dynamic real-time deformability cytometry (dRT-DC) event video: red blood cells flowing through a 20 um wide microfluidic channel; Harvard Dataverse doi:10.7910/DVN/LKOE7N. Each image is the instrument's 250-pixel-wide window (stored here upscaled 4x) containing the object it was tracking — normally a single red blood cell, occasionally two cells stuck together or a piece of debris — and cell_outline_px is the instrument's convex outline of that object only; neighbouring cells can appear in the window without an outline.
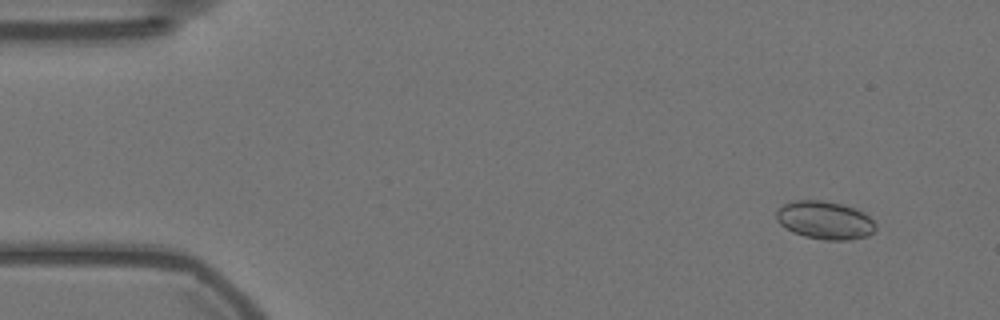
{"species": "Egyptian fruit bat (a non-hibernating species)", "species_latin": "Rousettus aegyptiacus", "temperature_condition": "warm", "stored_images_in_passage": 57, "camera_frame_rate_fps": 3000, "um_per_image_px": 0.085, "animal": {"sex": "female"}, "frame": {"image": 1, "passage_image": 5, "time_ms": 1.333, "image_size_px": [1000, 320], "cell_outline_px": [[876, 228], [868, 236], [848, 240], [824, 240], [804, 236], [792, 232], [780, 224], [776, 220], [776, 208], [784, 204], [796, 200], [824, 200], [856, 208], [868, 216], [876, 224]], "centroid_in_image_um": [70.09, 18.72], "position_along_channel_um": 14.9, "area_um2": 22.14}}
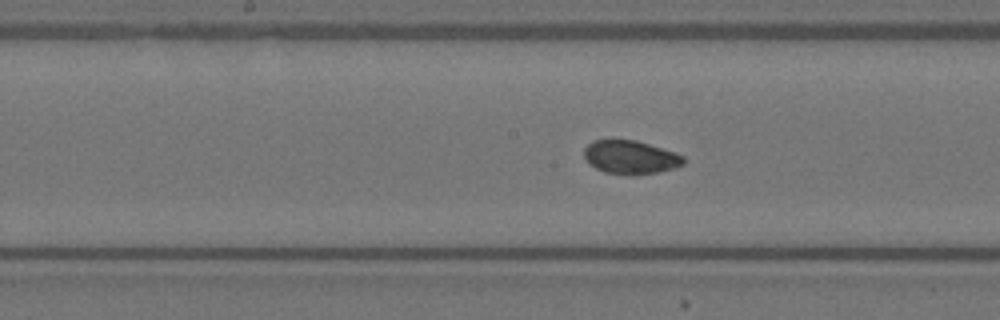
{"frame": {"image": 2, "passage_image": 29, "time_ms": 9.333, "image_size_px": [1000, 320], "cell_outline_px": [[684, 164], [676, 168], [660, 172], [632, 176], [604, 172], [588, 164], [584, 156], [584, 148], [592, 140], [636, 140], [676, 152], [684, 156]], "centroid_in_image_um": [53.6, 13.38], "position_along_channel_um": 194.6, "area_um2": 19.77}}
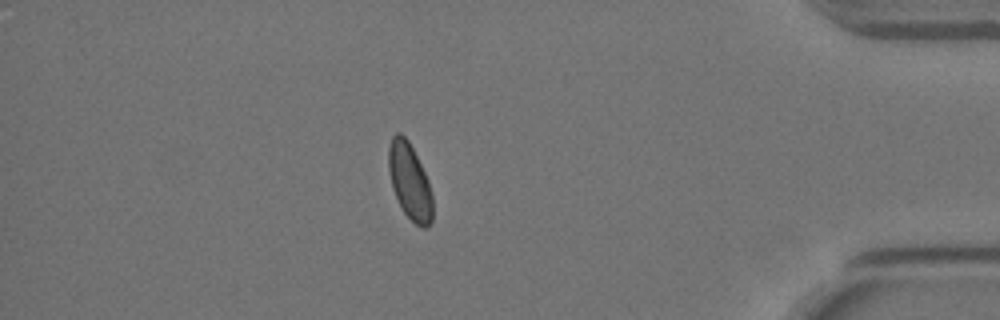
{"frame": {"image": 3, "passage_image": 50, "time_ms": 16.333, "image_size_px": [1000, 320], "cell_outline_px": [[432, 220], [428, 228], [420, 228], [404, 212], [392, 188], [388, 168], [388, 148], [392, 136], [396, 132], [400, 132], [408, 140], [428, 180], [432, 192]], "centroid_in_image_um": [34.82, 15.42], "position_along_channel_um": 400.4, "area_um2": 19.42}, "authors_computed_cell_mechanics": {"area_um2": 19.9988, "velocity_mm_per_s": 3.5229, "shape_relaxation_time_tau1_ms": 11.2126, "shape_relaxation_time_tau2_ms": 1.2913, "deformation_change_tau1": 0.0937, "deformation_change_tau2": 0.0383}}